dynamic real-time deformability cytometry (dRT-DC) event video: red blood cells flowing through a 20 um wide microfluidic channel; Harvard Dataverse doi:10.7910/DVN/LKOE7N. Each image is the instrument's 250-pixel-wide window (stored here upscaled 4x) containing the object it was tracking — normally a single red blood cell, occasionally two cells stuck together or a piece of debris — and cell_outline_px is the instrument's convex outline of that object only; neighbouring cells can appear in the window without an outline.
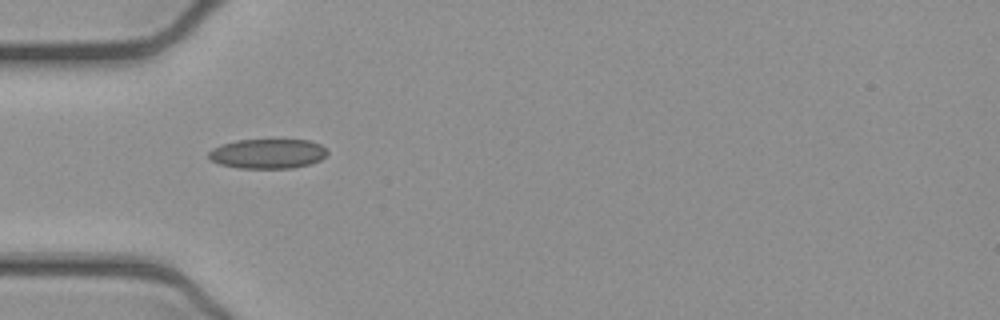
{"species": "common noctule bat (a hibernating species)", "species_latin": "Nyctalus noctula", "temperature_condition": "cold", "stored_images_in_passage": 37, "camera_frame_rate_fps": 3000, "um_per_image_px": 0.085, "animal": {"sex": "female", "body_mass_g": 21.9}, "frame": {"image": 1, "passage_image": 1, "time_ms": 0.0, "image_size_px": [1000, 320], "cell_outline_px": [[328, 152], [320, 160], [308, 164], [292, 168], [240, 168], [220, 164], [212, 160], [208, 156], [208, 152], [212, 148], [220, 144], [236, 140], [308, 140], [320, 144]], "centroid_in_image_um": [22.72, 13.06], "position_along_channel_um": 62.3, "area_um2": 20.4}}
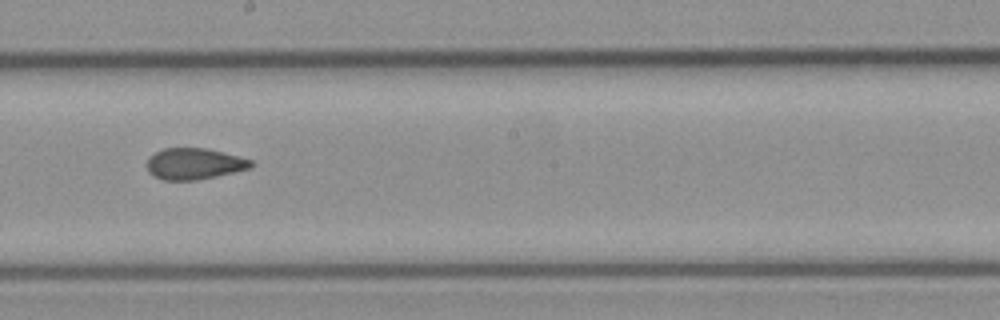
{"frame": {"image": 2, "passage_image": 14, "time_ms": 4.333, "image_size_px": [1000, 320], "cell_outline_px": [[252, 164], [248, 168], [216, 176], [196, 180], [164, 180], [148, 172], [144, 164], [148, 156], [164, 148], [204, 148], [252, 160]], "centroid_in_image_um": [16.4, 13.92], "position_along_channel_um": 231.8, "area_um2": 18.73}}
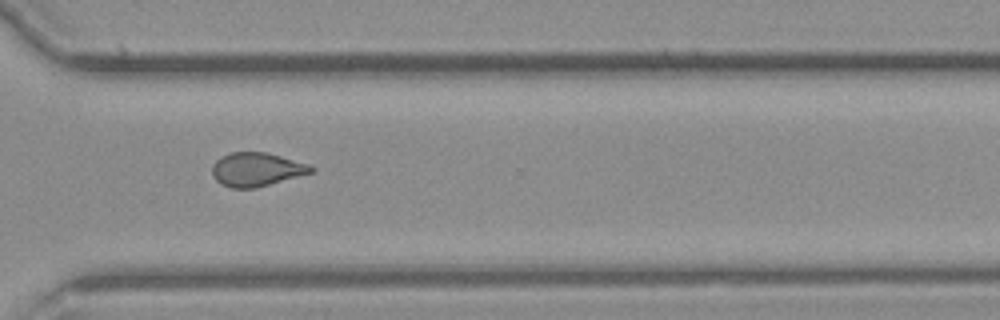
{"frame": {"image": 3, "passage_image": 23, "time_ms": 7.333, "image_size_px": [1000, 320], "cell_outline_px": [[316, 168], [312, 172], [256, 188], [232, 188], [220, 184], [212, 176], [212, 164], [216, 160], [232, 152], [268, 152], [308, 164]], "centroid_in_image_um": [21.78, 14.4], "position_along_channel_um": 348.8, "area_um2": 19.36}, "authors_computed_cell_mechanics": {"area_um2": 19.7676, "velocity_mm_per_s": 3.9241, "shape_relaxation_time_tau1_ms": null, "shape_relaxation_time_tau2_ms": 1.5608, "deformation_change_tau1": null, "deformation_change_tau2": 0.06}}